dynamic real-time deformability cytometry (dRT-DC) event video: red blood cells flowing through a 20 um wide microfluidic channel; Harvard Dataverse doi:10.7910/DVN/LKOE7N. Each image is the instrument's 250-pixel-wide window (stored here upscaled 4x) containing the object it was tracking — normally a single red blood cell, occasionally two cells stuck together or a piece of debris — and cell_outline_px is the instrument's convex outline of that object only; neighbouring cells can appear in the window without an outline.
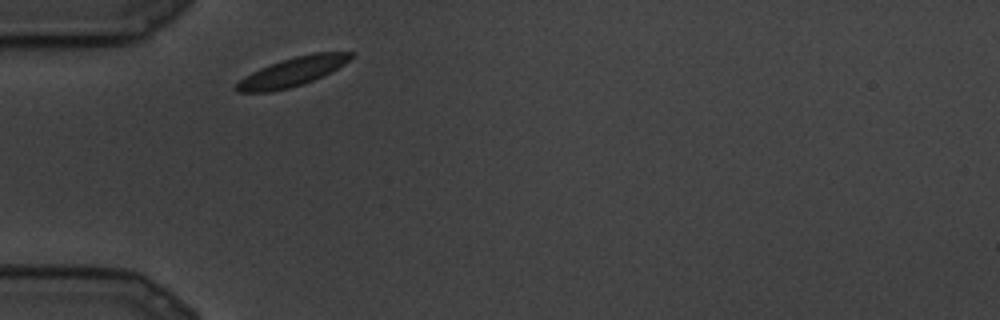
{"species": "common noctule bat (a hibernating species)", "species_latin": "Nyctalus noctula", "temperature_condition": "cold", "stored_images_in_passage": 5, "camera_frame_rate_fps": 3000, "um_per_image_px": 0.085, "animal": {"sex": "male", "body_mass_g": 19.5, "forearm_length_mm": 54.6}, "frame": {"image": 1, "passage_image": 1, "time_ms": 0.0, "image_size_px": [1000, 320], "cell_outline_px": [[352, 56], [344, 64], [312, 80], [288, 88], [272, 92], [236, 92], [232, 88], [244, 76], [260, 68], [296, 56], [316, 52], [352, 52]], "centroid_in_image_um": [24.77, 6.12], "position_along_channel_um": 60.2, "area_um2": 18.73}}
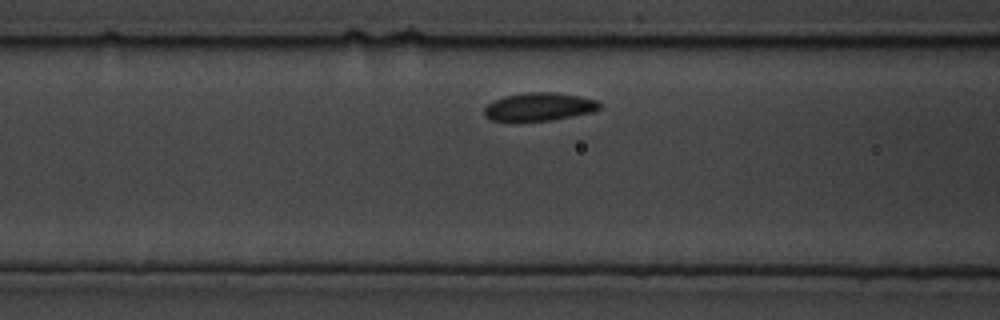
{"frame": {"image": 2, "passage_image": 4, "time_ms": 1.0, "image_size_px": [1000, 320], "cell_outline_px": [[604, 108], [596, 112], [552, 120], [488, 120], [484, 116], [484, 108], [492, 100], [504, 96], [528, 92], [552, 92], [580, 96], [596, 100]], "centroid_in_image_um": [45.87, 9.07], "position_along_channel_um": 120.7, "area_um2": 19.02}}